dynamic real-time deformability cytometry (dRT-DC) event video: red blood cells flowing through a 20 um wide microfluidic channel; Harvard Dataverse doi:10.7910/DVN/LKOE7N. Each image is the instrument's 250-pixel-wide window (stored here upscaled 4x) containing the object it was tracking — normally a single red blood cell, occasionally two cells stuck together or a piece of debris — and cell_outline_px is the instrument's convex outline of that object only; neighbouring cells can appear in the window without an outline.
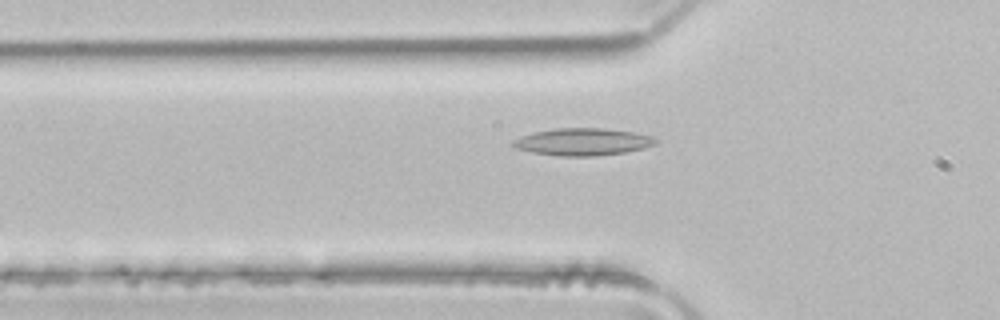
{"species": "common noctule bat (a hibernating species)", "species_latin": "Nyctalus noctula", "temperature_condition": "room temperature", "stored_images_in_passage": 33, "camera_frame_rate_fps": 3000, "um_per_image_px": 0.085, "animal": {"sex": "male", "body_mass_g": 21.5, "forearm_length_mm": 52.0}, "frame": {"image": 1, "passage_image": 3, "time_ms": 0.667, "image_size_px": [1000, 320], "cell_outline_px": [[660, 140], [656, 144], [644, 148], [624, 152], [596, 156], [560, 156], [532, 152], [516, 148], [508, 144], [512, 140], [520, 136], [552, 128], [604, 128], [636, 132], [652, 136]], "centroid_in_image_um": [49.54, 12.05], "position_along_channel_um": 76.3, "area_um2": 22.89}}
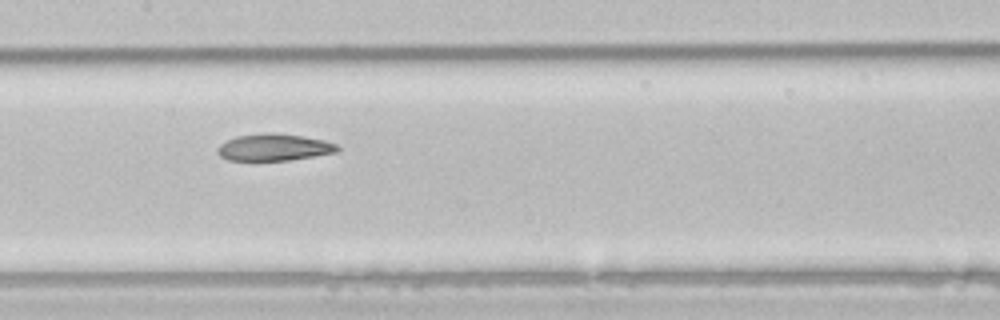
{"frame": {"image": 2, "passage_image": 11, "time_ms": 3.333, "image_size_px": [1000, 320], "cell_outline_px": [[340, 148], [336, 152], [288, 160], [228, 160], [220, 156], [216, 152], [216, 148], [220, 144], [236, 136], [264, 132], [272, 132], [304, 136], [324, 140], [336, 144]], "centroid_in_image_um": [23.26, 12.51], "position_along_channel_um": 184.1, "area_um2": 18.79}}
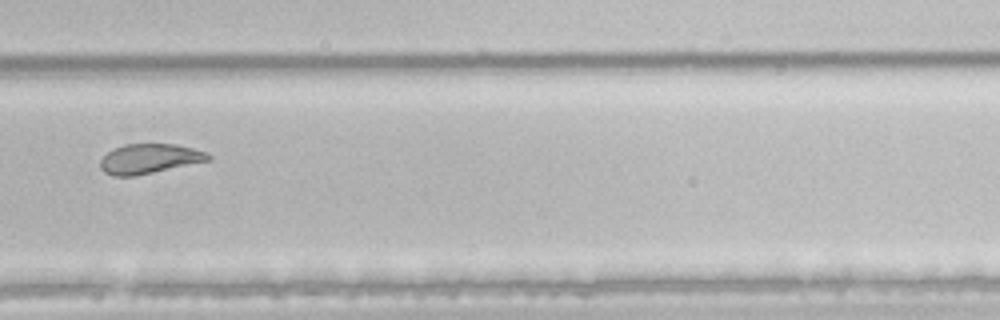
{"frame": {"image": 3, "passage_image": 21, "time_ms": 6.667, "image_size_px": [1000, 320], "cell_outline_px": [[212, 160], [136, 176], [112, 176], [104, 172], [100, 168], [100, 160], [112, 148], [124, 144], [176, 144], [208, 152], [212, 156]], "centroid_in_image_um": [12.71, 13.49], "position_along_channel_um": 317.1, "area_um2": 18.96}, "authors_computed_cell_mechanics": {"area_um2": 19.5942, "velocity_mm_per_s": 4.0097, "shape_relaxation_time_tau1_ms": 11.0466, "shape_relaxation_time_tau2_ms": 2.7476, "deformation_change_tau1": 0.2482, "deformation_change_tau2": 0.0911}}